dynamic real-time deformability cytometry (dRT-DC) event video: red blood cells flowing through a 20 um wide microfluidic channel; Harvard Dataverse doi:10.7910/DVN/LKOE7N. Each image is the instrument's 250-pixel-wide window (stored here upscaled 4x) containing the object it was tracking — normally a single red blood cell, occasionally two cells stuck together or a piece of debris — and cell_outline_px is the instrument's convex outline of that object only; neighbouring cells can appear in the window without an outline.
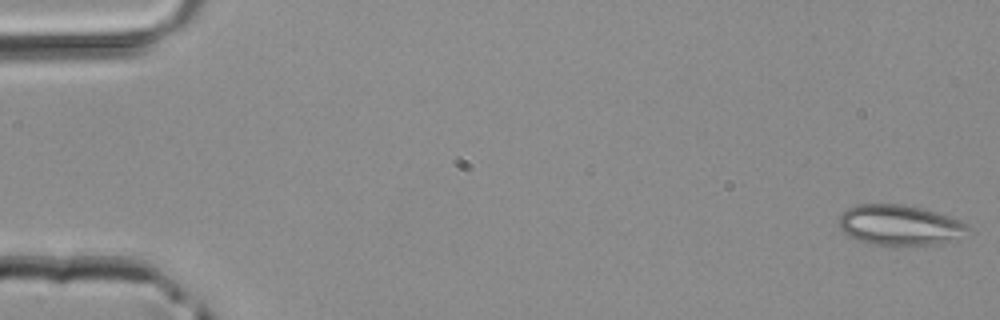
{"species": "common noctule bat (a hibernating species)", "species_latin": "Nyctalus noctula", "temperature_condition": "room temperature", "stored_images_in_passage": 3, "camera_frame_rate_fps": 3000, "um_per_image_px": 0.085, "animal": {"sex": "male", "body_mass_g": 20.4}, "frame": {"image": 1, "passage_image": 1, "time_ms": 0.0, "image_size_px": [1000, 320], "cell_outline_px": [[972, 232], [936, 244], [868, 244], [856, 240], [844, 232], [840, 228], [836, 220], [848, 208], [856, 204], [904, 204], [936, 212], [960, 220], [968, 224]], "centroid_in_image_um": [76.45, 19.11], "position_along_channel_um": 8.6, "area_um2": 30.17}}